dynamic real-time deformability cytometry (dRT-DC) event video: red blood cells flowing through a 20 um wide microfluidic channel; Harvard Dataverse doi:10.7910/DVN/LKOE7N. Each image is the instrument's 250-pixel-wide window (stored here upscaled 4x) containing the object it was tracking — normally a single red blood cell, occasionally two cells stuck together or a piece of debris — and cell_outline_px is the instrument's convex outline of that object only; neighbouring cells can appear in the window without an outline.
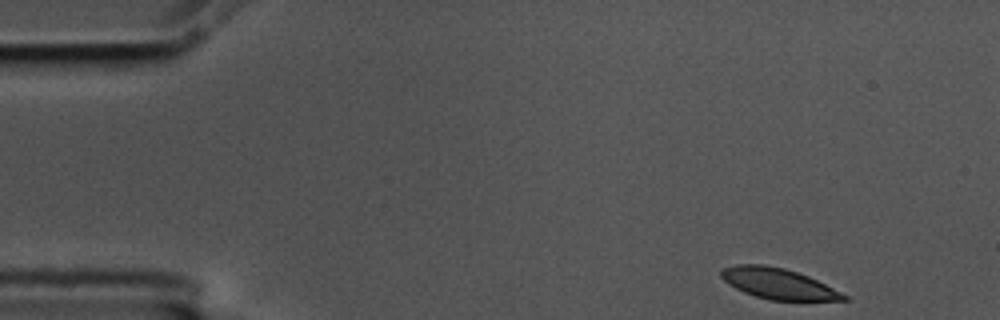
{"species": "common noctule bat (a hibernating species)", "species_latin": "Nyctalus noctula", "temperature_condition": "cold", "stored_images_in_passage": 53, "camera_frame_rate_fps": 3000, "um_per_image_px": 0.085, "animal": {"sex": "male", "body_mass_g": 17.5, "forearm_length_mm": 52.3}, "frame": {"image": 1, "passage_image": 1, "time_ms": 0.0, "image_size_px": [1000, 320], "cell_outline_px": [[848, 300], [772, 300], [756, 296], [744, 292], [728, 284], [720, 276], [720, 272], [724, 268], [736, 264], [764, 264], [784, 268], [808, 276], [848, 296]], "centroid_in_image_um": [66.11, 24.1], "position_along_channel_um": 18.9, "area_um2": 21.62}}
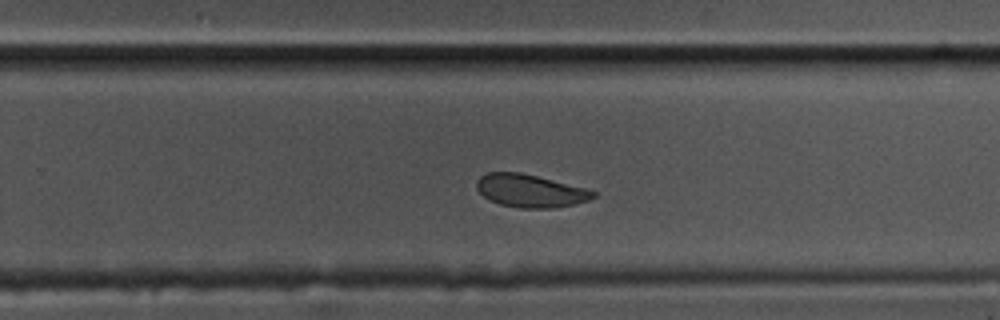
{"frame": {"image": 2, "passage_image": 32, "time_ms": 10.333, "image_size_px": [1000, 320], "cell_outline_px": [[596, 196], [588, 200], [572, 204], [552, 208], [520, 208], [500, 204], [488, 200], [476, 188], [476, 180], [480, 176], [488, 172], [520, 172], [584, 188], [596, 192]], "centroid_in_image_um": [45.01, 16.22], "position_along_channel_um": 284.8, "area_um2": 22.08}}
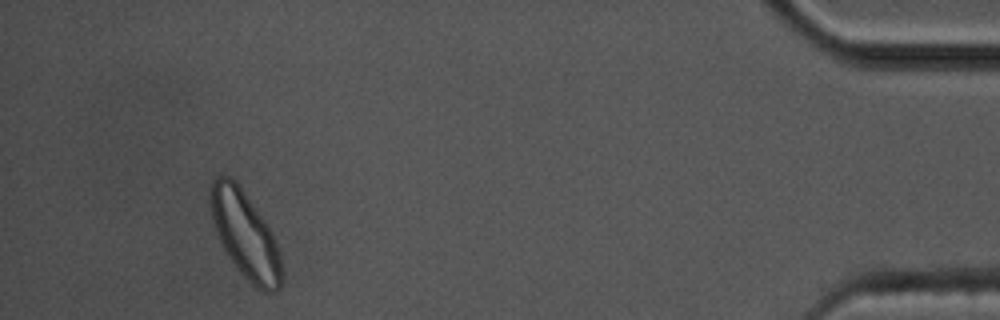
{"frame": {"image": 3, "passage_image": 49, "time_ms": 16.0, "image_size_px": [1000, 320], "cell_outline_px": [[280, 288], [276, 292], [264, 292], [256, 288], [240, 272], [228, 256], [220, 240], [212, 220], [208, 204], [208, 196], [212, 184], [216, 176], [228, 176], [240, 188], [264, 220], [276, 244], [280, 256]], "centroid_in_image_um": [20.79, 19.97], "position_along_channel_um": 414.4, "area_um2": 35.03}, "authors_computed_cell_mechanics": {"area_um2": 23.409, "velocity_mm_per_s": 3.4703, "shape_relaxation_time_tau1_ms": null, "shape_relaxation_time_tau2_ms": 3.4823, "deformation_change_tau1": null, "deformation_change_tau2": 0.0738}}